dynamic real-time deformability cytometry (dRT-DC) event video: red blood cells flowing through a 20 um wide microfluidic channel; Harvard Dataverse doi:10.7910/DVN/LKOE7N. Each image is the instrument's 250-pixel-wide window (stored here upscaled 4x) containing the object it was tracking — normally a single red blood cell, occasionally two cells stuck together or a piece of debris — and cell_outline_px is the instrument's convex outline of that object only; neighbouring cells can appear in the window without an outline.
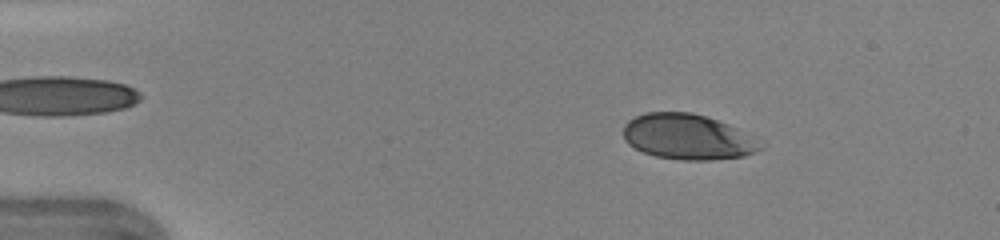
{"species": "human", "species_latin": "Homo sapiens", "temperature_condition": "warm", "stored_images_in_passage": 41, "camera_frame_rate_fps": 3000, "um_per_image_px": 0.085, "donor": {"sex": "female"}, "frame": {"image": 1, "passage_image": 7, "time_ms": 2.0, "image_size_px": [1000, 240], "cell_outline_px": [[768, 144], [764, 148], [756, 152], [744, 156], [708, 160], [680, 160], [656, 156], [644, 152], [628, 144], [624, 140], [624, 124], [628, 120], [644, 112], [692, 112], [728, 124]], "centroid_in_image_um": [58.49, 11.64], "position_along_channel_um": 26.5, "area_um2": 36.47}}
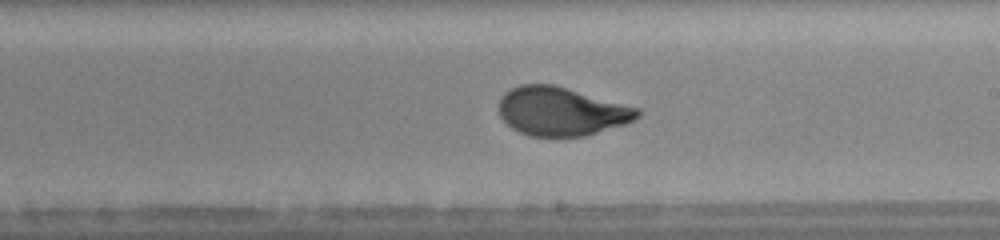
{"frame": {"image": 2, "passage_image": 27, "time_ms": 8.667, "image_size_px": [1000, 240], "cell_outline_px": [[640, 116], [636, 120], [624, 124], [584, 136], [528, 136], [512, 128], [500, 116], [500, 96], [504, 92], [520, 84], [552, 84], [640, 108]], "centroid_in_image_um": [47.71, 9.46], "position_along_channel_um": 241.3, "area_um2": 39.07}}
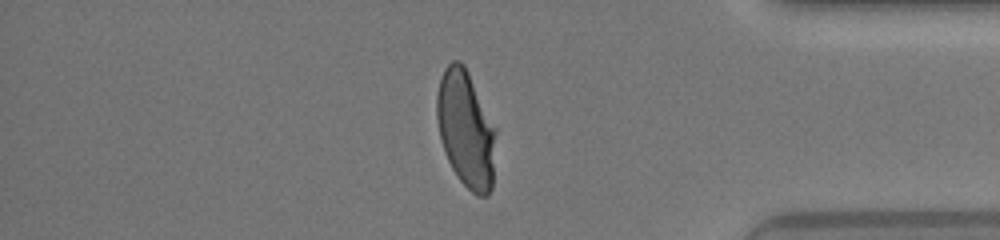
{"frame": {"image": 3, "passage_image": 39, "time_ms": 12.667, "image_size_px": [1000, 240], "cell_outline_px": [[496, 132], [492, 188], [488, 196], [476, 196], [460, 180], [452, 168], [444, 152], [440, 136], [436, 116], [436, 96], [440, 80], [444, 68], [452, 60], [460, 60], [464, 64], [496, 128]], "centroid_in_image_um": [39.6, 10.98], "position_along_channel_um": 395.6, "area_um2": 40.17}, "authors_computed_cell_mechanics": {"area_um2": 39.4196, "velocity_mm_per_s": 4.3755, "shape_relaxation_time_tau1_ms": 3.6356, "shape_relaxation_time_tau2_ms": null, "deformation_change_tau1": 0.1867, "deformation_change_tau2": null}}